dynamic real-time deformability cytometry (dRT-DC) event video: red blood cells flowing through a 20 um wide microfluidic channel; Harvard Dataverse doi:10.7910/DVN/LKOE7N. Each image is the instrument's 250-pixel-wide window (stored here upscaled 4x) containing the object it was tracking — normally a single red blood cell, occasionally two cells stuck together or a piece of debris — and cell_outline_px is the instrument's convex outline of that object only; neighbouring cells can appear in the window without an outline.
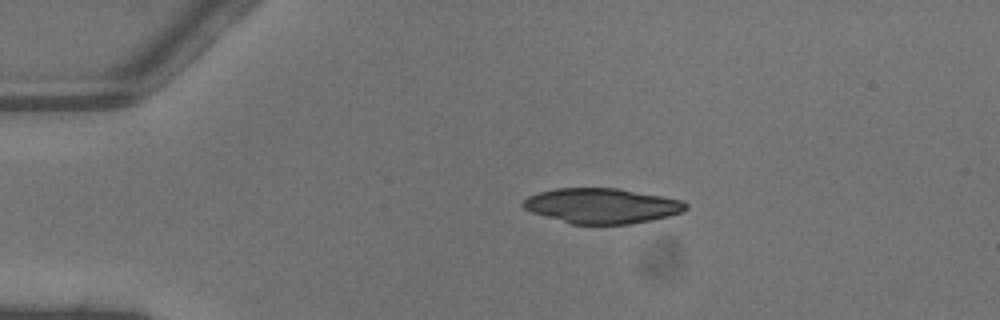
{"species": "common noctule bat (a hibernating species)", "species_latin": "Nyctalus noctula", "temperature_condition": "warm", "stored_images_in_passage": 3, "camera_frame_rate_fps": 3000, "um_per_image_px": 0.085, "animal": {"sex": "male", "body_mass_g": 13.3}, "frame": {"image": 1, "passage_image": 1, "time_ms": 0.0, "image_size_px": [1000, 320], "cell_outline_px": [[688, 208], [684, 212], [652, 220], [628, 224], [572, 224], [532, 212], [524, 208], [520, 204], [528, 196], [540, 192], [556, 188], [616, 188], [684, 200], [688, 204]], "centroid_in_image_um": [51.19, 17.49], "position_along_channel_um": 33.8, "area_um2": 33.23}}